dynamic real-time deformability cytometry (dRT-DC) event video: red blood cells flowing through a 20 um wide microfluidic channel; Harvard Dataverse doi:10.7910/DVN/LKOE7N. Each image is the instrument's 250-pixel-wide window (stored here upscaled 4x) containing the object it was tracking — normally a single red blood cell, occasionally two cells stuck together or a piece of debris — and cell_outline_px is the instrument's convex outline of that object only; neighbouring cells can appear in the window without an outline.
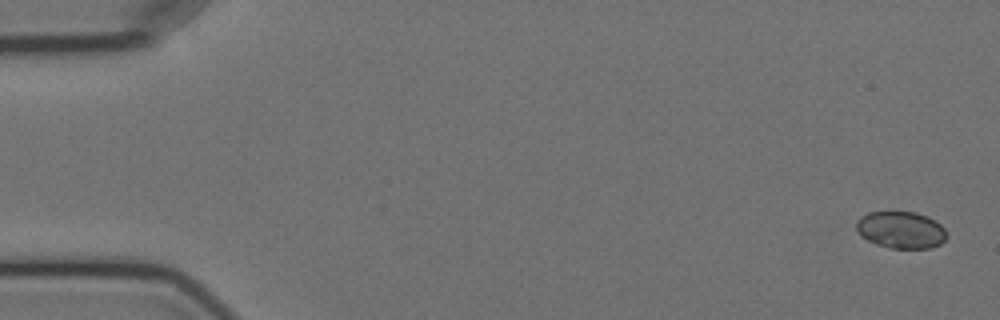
{"species": "Egyptian fruit bat (a non-hibernating species)", "species_latin": "Rousettus aegyptiacus", "temperature_condition": "cold", "stored_images_in_passage": 5, "camera_frame_rate_fps": 3000, "um_per_image_px": 0.085, "animal": {"sex": "female"}, "frame": {"image": 1, "passage_image": 1, "time_ms": 0.0, "image_size_px": [1000, 320], "cell_outline_px": [[948, 236], [940, 244], [932, 248], [888, 248], [876, 244], [860, 236], [856, 228], [856, 220], [860, 216], [868, 212], [916, 212], [928, 216], [936, 220], [944, 228]], "centroid_in_image_um": [76.58, 19.54], "position_along_channel_um": 8.4, "area_um2": 19.71}}
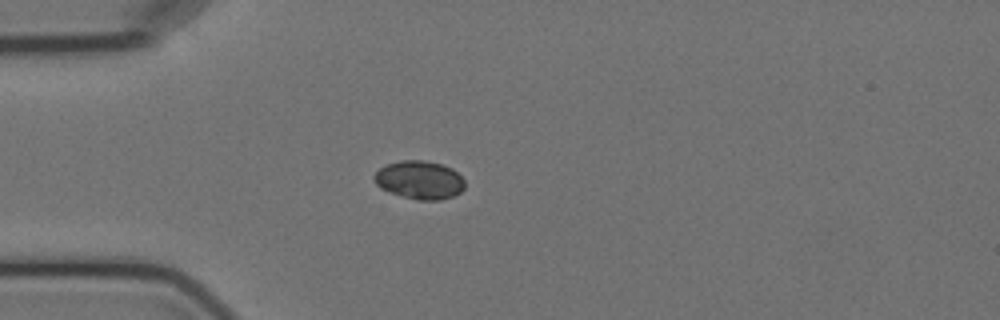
{"frame": {"image": 2, "passage_image": 5, "time_ms": 4.667, "image_size_px": [1000, 320], "cell_outline_px": [[464, 188], [460, 192], [452, 196], [440, 200], [416, 200], [380, 188], [376, 184], [372, 176], [380, 168], [388, 164], [400, 160], [424, 160], [440, 164], [452, 168], [464, 180]], "centroid_in_image_um": [35.65, 15.29], "position_along_channel_um": 49.3, "area_um2": 20.06}}